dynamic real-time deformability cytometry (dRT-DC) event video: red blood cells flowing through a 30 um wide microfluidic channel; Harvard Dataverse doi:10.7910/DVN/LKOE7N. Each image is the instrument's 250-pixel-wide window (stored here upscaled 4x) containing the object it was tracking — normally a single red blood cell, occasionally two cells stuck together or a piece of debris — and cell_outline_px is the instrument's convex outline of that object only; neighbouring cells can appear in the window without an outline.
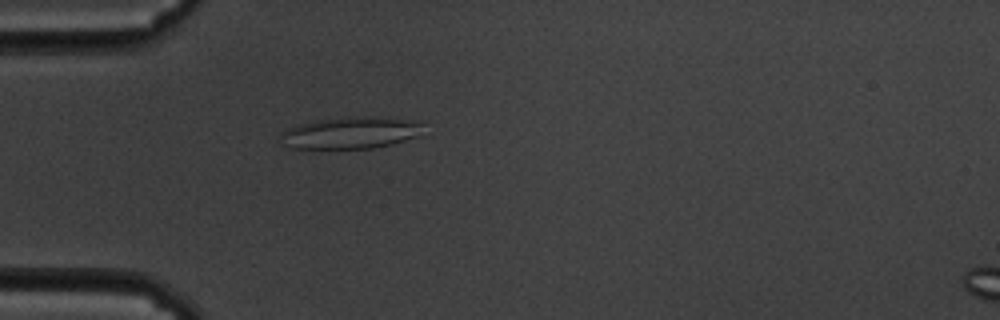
{"species": "common noctule bat (a hibernating species)", "species_latin": "Nyctalus noctula", "temperature_condition": "cold", "stored_images_in_passage": 48, "camera_frame_rate_fps": 3000, "um_per_image_px": 0.085, "animal": {"sex": "male", "body_mass_g": 19.5, "forearm_length_mm": 54.6}, "frame": {"image": 1, "passage_image": 6, "time_ms": 1.667, "image_size_px": [1000, 320], "cell_outline_px": [[424, 136], [392, 144], [372, 148], [292, 148], [288, 144], [280, 132], [288, 128], [312, 120], [348, 116], [372, 116], [420, 120], [424, 124]], "centroid_in_image_um": [29.99, 11.25], "position_along_channel_um": 55.0, "area_um2": 26.93}}
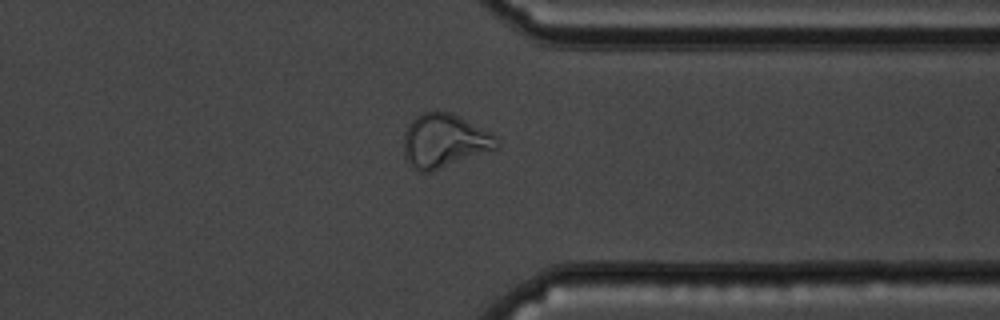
{"frame": {"image": 2, "passage_image": 35, "time_ms": 11.333, "image_size_px": [1000, 320], "cell_outline_px": [[500, 148], [428, 172], [420, 172], [412, 168], [404, 156], [404, 132], [408, 124], [416, 116], [424, 112], [452, 112], [492, 132], [500, 140]], "centroid_in_image_um": [37.8, 11.96], "position_along_channel_um": 373.6, "area_um2": 29.36}}
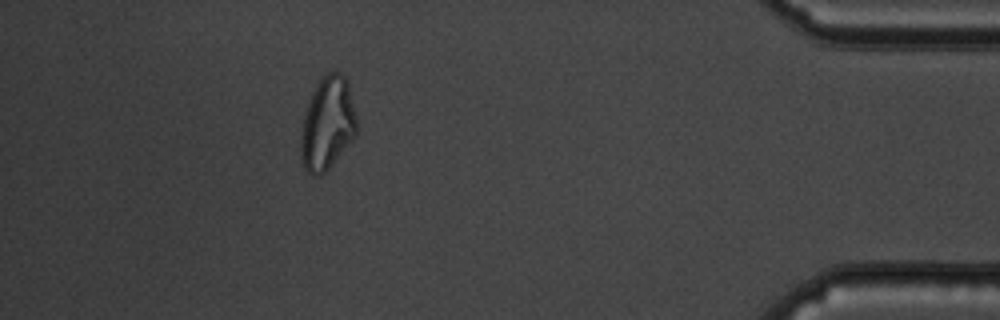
{"frame": {"image": 3, "passage_image": 42, "time_ms": 13.667, "image_size_px": [1000, 320], "cell_outline_px": [[356, 136], [328, 168], [320, 176], [312, 176], [304, 168], [300, 156], [300, 140], [304, 116], [312, 92], [316, 84], [328, 72], [340, 72], [348, 80], [356, 116]], "centroid_in_image_um": [27.83, 10.51], "position_along_channel_um": 407.4, "area_um2": 30.17}, "authors_computed_cell_mechanics": {"area_um2": 24.1604, "velocity_mm_per_s": 3.3958, "shape_relaxation_time_tau1_ms": null, "shape_relaxation_time_tau2_ms": 1.9477, "deformation_change_tau1": null, "deformation_change_tau2": 0.0822}}